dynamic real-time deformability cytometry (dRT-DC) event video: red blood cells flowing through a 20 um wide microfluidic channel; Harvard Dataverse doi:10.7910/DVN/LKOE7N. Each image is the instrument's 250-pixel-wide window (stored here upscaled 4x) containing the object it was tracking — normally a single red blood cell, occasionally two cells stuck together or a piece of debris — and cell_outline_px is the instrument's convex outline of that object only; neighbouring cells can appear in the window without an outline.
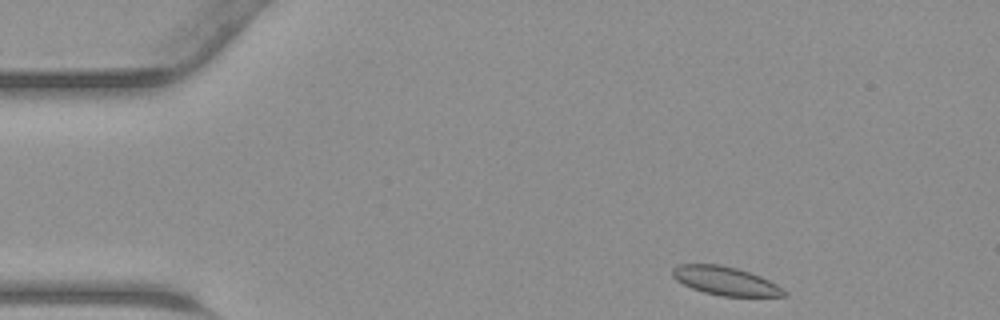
{"species": "common noctule bat (a hibernating species)", "species_latin": "Nyctalus noctula", "temperature_condition": "warm", "stored_images_in_passage": 40, "camera_frame_rate_fps": 3000, "um_per_image_px": 0.085, "animal": {"sex": "male", "body_mass_g": 23.1, "forearm_length_mm": 52.7}, "frame": {"image": 1, "passage_image": 1, "time_ms": 0.0, "image_size_px": [1000, 320], "cell_outline_px": [[788, 296], [720, 296], [704, 292], [692, 288], [676, 280], [672, 276], [672, 268], [680, 264], [720, 264], [736, 268], [760, 276], [776, 284], [788, 292]], "centroid_in_image_um": [61.66, 23.88], "position_along_channel_um": 23.3, "area_um2": 18.5}}
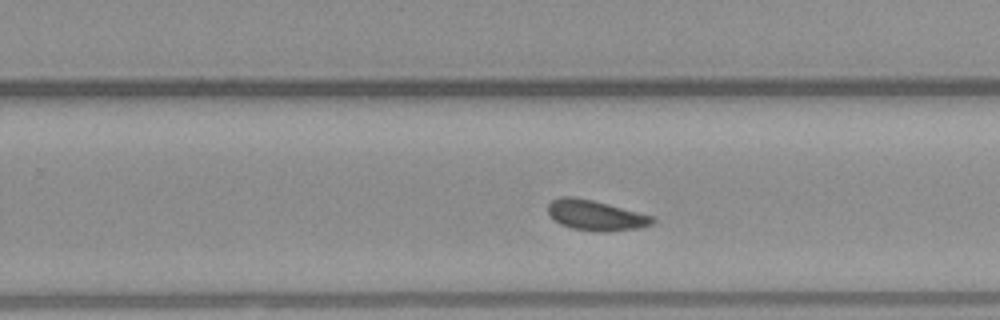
{"frame": {"image": 2, "passage_image": 23, "time_ms": 7.333, "image_size_px": [1000, 320], "cell_outline_px": [[656, 220], [652, 224], [640, 228], [608, 232], [596, 232], [572, 228], [560, 224], [548, 212], [548, 204], [552, 200], [560, 196], [576, 196], [608, 204], [652, 216]], "centroid_in_image_um": [50.63, 18.3], "position_along_channel_um": 279.2, "area_um2": 18.44}}
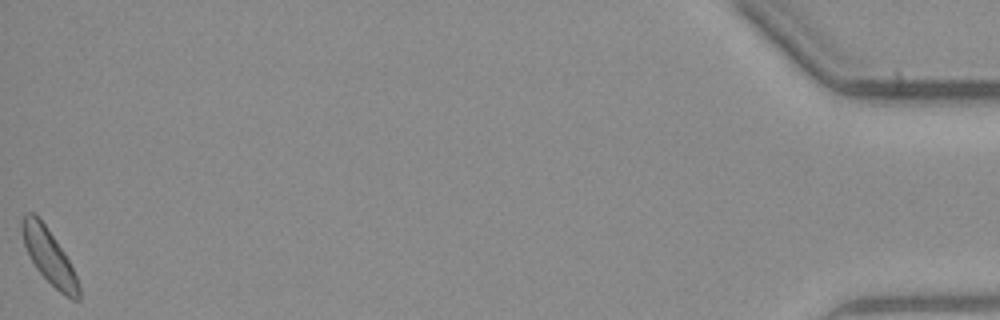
{"frame": {"image": 3, "passage_image": 40, "time_ms": 13.0, "image_size_px": [1000, 320], "cell_outline_px": [[80, 300], [72, 300], [64, 296], [36, 268], [24, 244], [20, 232], [20, 220], [24, 212], [32, 212], [44, 224], [64, 252], [76, 276], [80, 288]], "centroid_in_image_um": [4.14, 21.78], "position_along_channel_um": 431.1, "area_um2": 17.86}}